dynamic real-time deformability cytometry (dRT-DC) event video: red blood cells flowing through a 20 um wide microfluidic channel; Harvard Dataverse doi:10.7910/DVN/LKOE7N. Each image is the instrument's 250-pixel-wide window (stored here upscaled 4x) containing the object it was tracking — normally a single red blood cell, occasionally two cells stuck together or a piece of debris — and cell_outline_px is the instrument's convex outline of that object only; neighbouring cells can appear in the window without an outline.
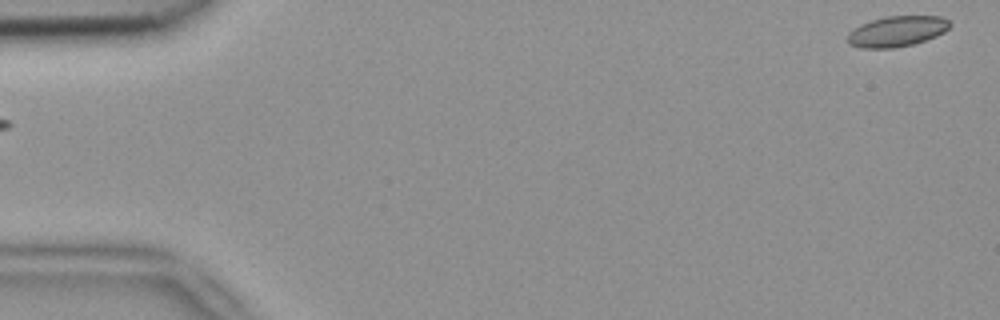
{"species": "common noctule bat (a hibernating species)", "species_latin": "Nyctalus noctula", "temperature_condition": "room temperature", "stored_images_in_passage": 3, "segment_of_instrument_passage": [2, 2], "camera_frame_rate_fps": 3000, "um_per_image_px": 0.085, "animal": {"sex": "female", "body_mass_g": 18.4}, "frame": {"image": 1, "passage_image": 3, "time_ms": 0.667, "image_size_px": [1000, 320], "cell_outline_px": [[952, 24], [944, 32], [936, 36], [912, 44], [896, 48], [860, 48], [852, 44], [848, 40], [848, 32], [860, 24], [884, 16], [940, 16], [948, 20]], "centroid_in_image_um": [76.24, 2.65], "position_along_channel_um": 8.8, "area_um2": 18.15}}